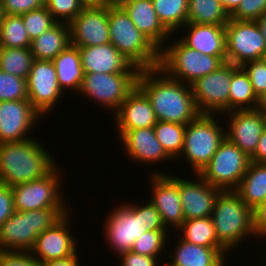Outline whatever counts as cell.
<instances>
[{"label":"cell","instance_id":"obj_1","mask_svg":"<svg viewBox=\"0 0 266 266\" xmlns=\"http://www.w3.org/2000/svg\"><path fill=\"white\" fill-rule=\"evenodd\" d=\"M137 87L149 99L157 121L187 125L200 114L191 86L169 77L159 67L141 69Z\"/></svg>","mask_w":266,"mask_h":266},{"label":"cell","instance_id":"obj_2","mask_svg":"<svg viewBox=\"0 0 266 266\" xmlns=\"http://www.w3.org/2000/svg\"><path fill=\"white\" fill-rule=\"evenodd\" d=\"M43 144L37 139L0 143V183L14 186L43 178L56 166Z\"/></svg>","mask_w":266,"mask_h":266},{"label":"cell","instance_id":"obj_3","mask_svg":"<svg viewBox=\"0 0 266 266\" xmlns=\"http://www.w3.org/2000/svg\"><path fill=\"white\" fill-rule=\"evenodd\" d=\"M68 212V208L15 211L0 226V251L30 252L37 236L53 227Z\"/></svg>","mask_w":266,"mask_h":266},{"label":"cell","instance_id":"obj_4","mask_svg":"<svg viewBox=\"0 0 266 266\" xmlns=\"http://www.w3.org/2000/svg\"><path fill=\"white\" fill-rule=\"evenodd\" d=\"M110 43L141 69L159 67L160 50L141 33L123 7H108Z\"/></svg>","mask_w":266,"mask_h":266},{"label":"cell","instance_id":"obj_5","mask_svg":"<svg viewBox=\"0 0 266 266\" xmlns=\"http://www.w3.org/2000/svg\"><path fill=\"white\" fill-rule=\"evenodd\" d=\"M211 218L218 241L229 252L236 246L238 248L239 244L247 238L253 236L256 238L253 210L241 200L235 191L219 193Z\"/></svg>","mask_w":266,"mask_h":266},{"label":"cell","instance_id":"obj_6","mask_svg":"<svg viewBox=\"0 0 266 266\" xmlns=\"http://www.w3.org/2000/svg\"><path fill=\"white\" fill-rule=\"evenodd\" d=\"M215 114H199L185 127L184 145L179 158L187 160L198 174L212 159L226 138V127L220 126Z\"/></svg>","mask_w":266,"mask_h":266},{"label":"cell","instance_id":"obj_7","mask_svg":"<svg viewBox=\"0 0 266 266\" xmlns=\"http://www.w3.org/2000/svg\"><path fill=\"white\" fill-rule=\"evenodd\" d=\"M160 50L161 68L169 77L191 85L200 77L216 71L224 62L217 56H210L186 46L180 39H174Z\"/></svg>","mask_w":266,"mask_h":266},{"label":"cell","instance_id":"obj_8","mask_svg":"<svg viewBox=\"0 0 266 266\" xmlns=\"http://www.w3.org/2000/svg\"><path fill=\"white\" fill-rule=\"evenodd\" d=\"M140 69L132 65L125 73H84L80 95L93 99L114 114L136 88Z\"/></svg>","mask_w":266,"mask_h":266},{"label":"cell","instance_id":"obj_9","mask_svg":"<svg viewBox=\"0 0 266 266\" xmlns=\"http://www.w3.org/2000/svg\"><path fill=\"white\" fill-rule=\"evenodd\" d=\"M250 163L251 158L225 138L210 162L198 174L221 191H235Z\"/></svg>","mask_w":266,"mask_h":266},{"label":"cell","instance_id":"obj_10","mask_svg":"<svg viewBox=\"0 0 266 266\" xmlns=\"http://www.w3.org/2000/svg\"><path fill=\"white\" fill-rule=\"evenodd\" d=\"M58 168L57 165L43 178L12 186L15 211L69 208L70 205H66L63 193L60 192L62 176Z\"/></svg>","mask_w":266,"mask_h":266},{"label":"cell","instance_id":"obj_11","mask_svg":"<svg viewBox=\"0 0 266 266\" xmlns=\"http://www.w3.org/2000/svg\"><path fill=\"white\" fill-rule=\"evenodd\" d=\"M120 205V206H119ZM113 208L102 226L108 246L118 256L131 251L132 245L148 230L142 221V205L122 203Z\"/></svg>","mask_w":266,"mask_h":266},{"label":"cell","instance_id":"obj_12","mask_svg":"<svg viewBox=\"0 0 266 266\" xmlns=\"http://www.w3.org/2000/svg\"><path fill=\"white\" fill-rule=\"evenodd\" d=\"M238 66L225 62L216 71L200 77L191 89L196 108L200 114L228 112V99L232 73Z\"/></svg>","mask_w":266,"mask_h":266},{"label":"cell","instance_id":"obj_13","mask_svg":"<svg viewBox=\"0 0 266 266\" xmlns=\"http://www.w3.org/2000/svg\"><path fill=\"white\" fill-rule=\"evenodd\" d=\"M226 61L236 66L260 60L266 51L264 39L256 21L230 18L225 25Z\"/></svg>","mask_w":266,"mask_h":266},{"label":"cell","instance_id":"obj_14","mask_svg":"<svg viewBox=\"0 0 266 266\" xmlns=\"http://www.w3.org/2000/svg\"><path fill=\"white\" fill-rule=\"evenodd\" d=\"M26 81L28 100L33 108L41 116L50 114L64 94L58 85L53 61L34 60Z\"/></svg>","mask_w":266,"mask_h":266},{"label":"cell","instance_id":"obj_15","mask_svg":"<svg viewBox=\"0 0 266 266\" xmlns=\"http://www.w3.org/2000/svg\"><path fill=\"white\" fill-rule=\"evenodd\" d=\"M151 184L150 202L159 212L164 227L178 229L184 222V213L179 192V177L164 172L153 171L149 177Z\"/></svg>","mask_w":266,"mask_h":266},{"label":"cell","instance_id":"obj_16","mask_svg":"<svg viewBox=\"0 0 266 266\" xmlns=\"http://www.w3.org/2000/svg\"><path fill=\"white\" fill-rule=\"evenodd\" d=\"M39 117L43 118L28 99L0 101V143L32 138L29 132L39 123Z\"/></svg>","mask_w":266,"mask_h":266},{"label":"cell","instance_id":"obj_17","mask_svg":"<svg viewBox=\"0 0 266 266\" xmlns=\"http://www.w3.org/2000/svg\"><path fill=\"white\" fill-rule=\"evenodd\" d=\"M68 212L53 227H50L37 236L31 255L40 263L52 260H62L74 256L78 252L77 240L72 236Z\"/></svg>","mask_w":266,"mask_h":266},{"label":"cell","instance_id":"obj_18","mask_svg":"<svg viewBox=\"0 0 266 266\" xmlns=\"http://www.w3.org/2000/svg\"><path fill=\"white\" fill-rule=\"evenodd\" d=\"M71 44L91 47L110 43L108 6L84 7L69 23Z\"/></svg>","mask_w":266,"mask_h":266},{"label":"cell","instance_id":"obj_19","mask_svg":"<svg viewBox=\"0 0 266 266\" xmlns=\"http://www.w3.org/2000/svg\"><path fill=\"white\" fill-rule=\"evenodd\" d=\"M223 114L228 116L226 138L251 158L255 154L261 134L266 129L262 113L253 109Z\"/></svg>","mask_w":266,"mask_h":266},{"label":"cell","instance_id":"obj_20","mask_svg":"<svg viewBox=\"0 0 266 266\" xmlns=\"http://www.w3.org/2000/svg\"><path fill=\"white\" fill-rule=\"evenodd\" d=\"M197 180L179 177V192L185 220L210 217L220 189L206 182L199 174Z\"/></svg>","mask_w":266,"mask_h":266},{"label":"cell","instance_id":"obj_21","mask_svg":"<svg viewBox=\"0 0 266 266\" xmlns=\"http://www.w3.org/2000/svg\"><path fill=\"white\" fill-rule=\"evenodd\" d=\"M117 134L120 138L126 131L154 127L157 123L155 112L147 96L136 88L121 103L114 115ZM116 120V121H115Z\"/></svg>","mask_w":266,"mask_h":266},{"label":"cell","instance_id":"obj_22","mask_svg":"<svg viewBox=\"0 0 266 266\" xmlns=\"http://www.w3.org/2000/svg\"><path fill=\"white\" fill-rule=\"evenodd\" d=\"M119 139L127 157L136 163L153 165L155 162L173 160L157 140L153 127L126 131Z\"/></svg>","mask_w":266,"mask_h":266},{"label":"cell","instance_id":"obj_23","mask_svg":"<svg viewBox=\"0 0 266 266\" xmlns=\"http://www.w3.org/2000/svg\"><path fill=\"white\" fill-rule=\"evenodd\" d=\"M182 28H188L179 38L186 46L227 62L225 25L186 23Z\"/></svg>","mask_w":266,"mask_h":266},{"label":"cell","instance_id":"obj_24","mask_svg":"<svg viewBox=\"0 0 266 266\" xmlns=\"http://www.w3.org/2000/svg\"><path fill=\"white\" fill-rule=\"evenodd\" d=\"M84 73H125L133 64L112 43L79 47Z\"/></svg>","mask_w":266,"mask_h":266},{"label":"cell","instance_id":"obj_25","mask_svg":"<svg viewBox=\"0 0 266 266\" xmlns=\"http://www.w3.org/2000/svg\"><path fill=\"white\" fill-rule=\"evenodd\" d=\"M123 8L136 28L148 37L159 50L166 46L165 43L169 42L173 34L159 21L152 0H132Z\"/></svg>","mask_w":266,"mask_h":266},{"label":"cell","instance_id":"obj_26","mask_svg":"<svg viewBox=\"0 0 266 266\" xmlns=\"http://www.w3.org/2000/svg\"><path fill=\"white\" fill-rule=\"evenodd\" d=\"M179 239L174 253L167 252L171 261L163 266H227L226 254L221 249L199 246Z\"/></svg>","mask_w":266,"mask_h":266},{"label":"cell","instance_id":"obj_27","mask_svg":"<svg viewBox=\"0 0 266 266\" xmlns=\"http://www.w3.org/2000/svg\"><path fill=\"white\" fill-rule=\"evenodd\" d=\"M58 85L63 91H80L84 71L81 64L79 47L70 44L65 50L60 52L53 60Z\"/></svg>","mask_w":266,"mask_h":266},{"label":"cell","instance_id":"obj_28","mask_svg":"<svg viewBox=\"0 0 266 266\" xmlns=\"http://www.w3.org/2000/svg\"><path fill=\"white\" fill-rule=\"evenodd\" d=\"M70 44L69 24L56 22L52 27L32 40L29 48L35 60L52 61Z\"/></svg>","mask_w":266,"mask_h":266},{"label":"cell","instance_id":"obj_29","mask_svg":"<svg viewBox=\"0 0 266 266\" xmlns=\"http://www.w3.org/2000/svg\"><path fill=\"white\" fill-rule=\"evenodd\" d=\"M235 192L252 210L266 199V163L251 162Z\"/></svg>","mask_w":266,"mask_h":266},{"label":"cell","instance_id":"obj_30","mask_svg":"<svg viewBox=\"0 0 266 266\" xmlns=\"http://www.w3.org/2000/svg\"><path fill=\"white\" fill-rule=\"evenodd\" d=\"M174 231L180 232L181 239L187 242L199 246L215 247L216 249H221L226 255L229 253L218 241L211 216L184 220L182 225Z\"/></svg>","mask_w":266,"mask_h":266},{"label":"cell","instance_id":"obj_31","mask_svg":"<svg viewBox=\"0 0 266 266\" xmlns=\"http://www.w3.org/2000/svg\"><path fill=\"white\" fill-rule=\"evenodd\" d=\"M258 97L253 91L251 81L241 66L232 73L230 83L228 112L235 110H253L257 108Z\"/></svg>","mask_w":266,"mask_h":266},{"label":"cell","instance_id":"obj_32","mask_svg":"<svg viewBox=\"0 0 266 266\" xmlns=\"http://www.w3.org/2000/svg\"><path fill=\"white\" fill-rule=\"evenodd\" d=\"M229 19L219 0H188L187 23L226 25Z\"/></svg>","mask_w":266,"mask_h":266},{"label":"cell","instance_id":"obj_33","mask_svg":"<svg viewBox=\"0 0 266 266\" xmlns=\"http://www.w3.org/2000/svg\"><path fill=\"white\" fill-rule=\"evenodd\" d=\"M152 3L159 21L171 34L182 31L187 23L188 0H152Z\"/></svg>","mask_w":266,"mask_h":266},{"label":"cell","instance_id":"obj_34","mask_svg":"<svg viewBox=\"0 0 266 266\" xmlns=\"http://www.w3.org/2000/svg\"><path fill=\"white\" fill-rule=\"evenodd\" d=\"M34 60V56L29 47H0V70L3 72L27 80Z\"/></svg>","mask_w":266,"mask_h":266},{"label":"cell","instance_id":"obj_35","mask_svg":"<svg viewBox=\"0 0 266 266\" xmlns=\"http://www.w3.org/2000/svg\"><path fill=\"white\" fill-rule=\"evenodd\" d=\"M185 127L186 125L184 124L166 121H157L153 127L157 140L160 142L165 152L173 158V161L177 160L178 162L182 153Z\"/></svg>","mask_w":266,"mask_h":266},{"label":"cell","instance_id":"obj_36","mask_svg":"<svg viewBox=\"0 0 266 266\" xmlns=\"http://www.w3.org/2000/svg\"><path fill=\"white\" fill-rule=\"evenodd\" d=\"M31 40L21 15L4 14L0 22V47L27 48Z\"/></svg>","mask_w":266,"mask_h":266},{"label":"cell","instance_id":"obj_37","mask_svg":"<svg viewBox=\"0 0 266 266\" xmlns=\"http://www.w3.org/2000/svg\"><path fill=\"white\" fill-rule=\"evenodd\" d=\"M170 230H148L143 233L137 240L134 241L131 251L136 254L147 255L150 257H160L161 252L163 254H167L165 247L167 240L170 239L168 237ZM168 238V239H167Z\"/></svg>","mask_w":266,"mask_h":266},{"label":"cell","instance_id":"obj_38","mask_svg":"<svg viewBox=\"0 0 266 266\" xmlns=\"http://www.w3.org/2000/svg\"><path fill=\"white\" fill-rule=\"evenodd\" d=\"M21 16L24 27L31 41L56 23V21L52 17V14L47 10L45 6L21 14Z\"/></svg>","mask_w":266,"mask_h":266},{"label":"cell","instance_id":"obj_39","mask_svg":"<svg viewBox=\"0 0 266 266\" xmlns=\"http://www.w3.org/2000/svg\"><path fill=\"white\" fill-rule=\"evenodd\" d=\"M28 99L27 81L0 70V101Z\"/></svg>","mask_w":266,"mask_h":266},{"label":"cell","instance_id":"obj_40","mask_svg":"<svg viewBox=\"0 0 266 266\" xmlns=\"http://www.w3.org/2000/svg\"><path fill=\"white\" fill-rule=\"evenodd\" d=\"M45 7L56 22L67 24L84 8L79 0H45Z\"/></svg>","mask_w":266,"mask_h":266},{"label":"cell","instance_id":"obj_41","mask_svg":"<svg viewBox=\"0 0 266 266\" xmlns=\"http://www.w3.org/2000/svg\"><path fill=\"white\" fill-rule=\"evenodd\" d=\"M266 13V0H242L230 18L238 21H257Z\"/></svg>","mask_w":266,"mask_h":266},{"label":"cell","instance_id":"obj_42","mask_svg":"<svg viewBox=\"0 0 266 266\" xmlns=\"http://www.w3.org/2000/svg\"><path fill=\"white\" fill-rule=\"evenodd\" d=\"M241 67L247 73L256 96L262 95L266 91V63L260 59L246 62Z\"/></svg>","mask_w":266,"mask_h":266},{"label":"cell","instance_id":"obj_43","mask_svg":"<svg viewBox=\"0 0 266 266\" xmlns=\"http://www.w3.org/2000/svg\"><path fill=\"white\" fill-rule=\"evenodd\" d=\"M3 14L21 15L45 6V0H1Z\"/></svg>","mask_w":266,"mask_h":266},{"label":"cell","instance_id":"obj_44","mask_svg":"<svg viewBox=\"0 0 266 266\" xmlns=\"http://www.w3.org/2000/svg\"><path fill=\"white\" fill-rule=\"evenodd\" d=\"M0 266H42L30 252L0 251Z\"/></svg>","mask_w":266,"mask_h":266},{"label":"cell","instance_id":"obj_45","mask_svg":"<svg viewBox=\"0 0 266 266\" xmlns=\"http://www.w3.org/2000/svg\"><path fill=\"white\" fill-rule=\"evenodd\" d=\"M15 212L12 187L0 183V226Z\"/></svg>","mask_w":266,"mask_h":266},{"label":"cell","instance_id":"obj_46","mask_svg":"<svg viewBox=\"0 0 266 266\" xmlns=\"http://www.w3.org/2000/svg\"><path fill=\"white\" fill-rule=\"evenodd\" d=\"M149 202L142 206V221L147 230H167L162 222L161 216L154 205Z\"/></svg>","mask_w":266,"mask_h":266},{"label":"cell","instance_id":"obj_47","mask_svg":"<svg viewBox=\"0 0 266 266\" xmlns=\"http://www.w3.org/2000/svg\"><path fill=\"white\" fill-rule=\"evenodd\" d=\"M120 266H159L158 258L136 254L132 251L121 254Z\"/></svg>","mask_w":266,"mask_h":266},{"label":"cell","instance_id":"obj_48","mask_svg":"<svg viewBox=\"0 0 266 266\" xmlns=\"http://www.w3.org/2000/svg\"><path fill=\"white\" fill-rule=\"evenodd\" d=\"M254 231L257 238H266V199L253 210Z\"/></svg>","mask_w":266,"mask_h":266},{"label":"cell","instance_id":"obj_49","mask_svg":"<svg viewBox=\"0 0 266 266\" xmlns=\"http://www.w3.org/2000/svg\"><path fill=\"white\" fill-rule=\"evenodd\" d=\"M251 162L266 163V129L259 138L255 154L251 157Z\"/></svg>","mask_w":266,"mask_h":266},{"label":"cell","instance_id":"obj_50","mask_svg":"<svg viewBox=\"0 0 266 266\" xmlns=\"http://www.w3.org/2000/svg\"><path fill=\"white\" fill-rule=\"evenodd\" d=\"M79 254L76 253L74 256H71L62 260H52L45 263H41L42 266H81L80 261L78 259Z\"/></svg>","mask_w":266,"mask_h":266},{"label":"cell","instance_id":"obj_51","mask_svg":"<svg viewBox=\"0 0 266 266\" xmlns=\"http://www.w3.org/2000/svg\"><path fill=\"white\" fill-rule=\"evenodd\" d=\"M242 0H219L224 9L231 15L237 7L240 5Z\"/></svg>","mask_w":266,"mask_h":266},{"label":"cell","instance_id":"obj_52","mask_svg":"<svg viewBox=\"0 0 266 266\" xmlns=\"http://www.w3.org/2000/svg\"><path fill=\"white\" fill-rule=\"evenodd\" d=\"M83 7H102L106 5L105 0H79Z\"/></svg>","mask_w":266,"mask_h":266},{"label":"cell","instance_id":"obj_53","mask_svg":"<svg viewBox=\"0 0 266 266\" xmlns=\"http://www.w3.org/2000/svg\"><path fill=\"white\" fill-rule=\"evenodd\" d=\"M256 22L264 39L266 40V13L263 14Z\"/></svg>","mask_w":266,"mask_h":266},{"label":"cell","instance_id":"obj_54","mask_svg":"<svg viewBox=\"0 0 266 266\" xmlns=\"http://www.w3.org/2000/svg\"><path fill=\"white\" fill-rule=\"evenodd\" d=\"M108 7H123L132 0H105Z\"/></svg>","mask_w":266,"mask_h":266},{"label":"cell","instance_id":"obj_55","mask_svg":"<svg viewBox=\"0 0 266 266\" xmlns=\"http://www.w3.org/2000/svg\"><path fill=\"white\" fill-rule=\"evenodd\" d=\"M257 108H266V91L258 97Z\"/></svg>","mask_w":266,"mask_h":266},{"label":"cell","instance_id":"obj_56","mask_svg":"<svg viewBox=\"0 0 266 266\" xmlns=\"http://www.w3.org/2000/svg\"><path fill=\"white\" fill-rule=\"evenodd\" d=\"M257 110H259L264 118V122H265V126H266V108H256Z\"/></svg>","mask_w":266,"mask_h":266},{"label":"cell","instance_id":"obj_57","mask_svg":"<svg viewBox=\"0 0 266 266\" xmlns=\"http://www.w3.org/2000/svg\"><path fill=\"white\" fill-rule=\"evenodd\" d=\"M3 9H2V5H1V0H0V22H1V20H2V18H3Z\"/></svg>","mask_w":266,"mask_h":266},{"label":"cell","instance_id":"obj_58","mask_svg":"<svg viewBox=\"0 0 266 266\" xmlns=\"http://www.w3.org/2000/svg\"><path fill=\"white\" fill-rule=\"evenodd\" d=\"M262 60L266 63V51H265V53H264V55H263Z\"/></svg>","mask_w":266,"mask_h":266}]
</instances>
